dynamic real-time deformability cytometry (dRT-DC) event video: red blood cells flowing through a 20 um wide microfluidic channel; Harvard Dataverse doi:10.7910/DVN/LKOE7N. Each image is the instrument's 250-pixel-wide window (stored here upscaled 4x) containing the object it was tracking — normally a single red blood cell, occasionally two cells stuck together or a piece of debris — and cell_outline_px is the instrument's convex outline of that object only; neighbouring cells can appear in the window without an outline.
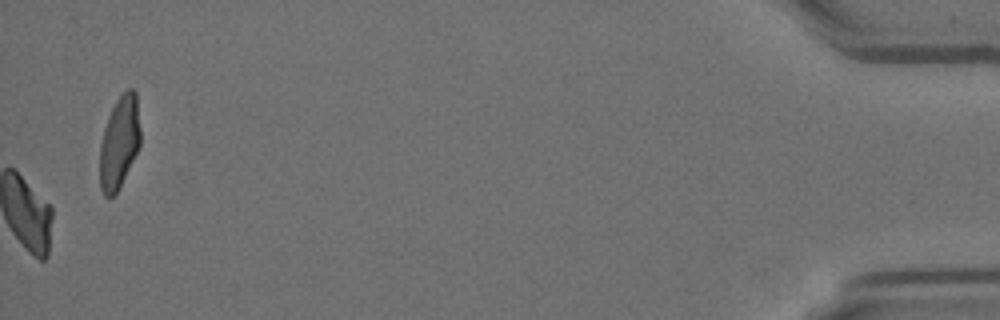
{"species": "Egyptian fruit bat (a non-hibernating species)", "species_latin": "Rousettus aegyptiacus", "temperature_condition": "room temperature", "stored_images_in_passage": 56, "camera_frame_rate_fps": 3000, "um_per_image_px": 0.085, "animal": {"sex": "female"}, "frame": {"image": 1, "passage_image": 56, "time_ms": 18.333, "image_size_px": [1000, 320], "cell_outline_px": [[140, 144], [116, 192], [112, 196], [104, 196], [100, 188], [100, 144], [104, 128], [108, 116], [116, 100], [128, 88], [132, 88], [136, 92], [140, 128]], "centroid_in_image_um": [10.13, 12.05], "position_along_channel_um": 425.1, "area_um2": 21.44}}